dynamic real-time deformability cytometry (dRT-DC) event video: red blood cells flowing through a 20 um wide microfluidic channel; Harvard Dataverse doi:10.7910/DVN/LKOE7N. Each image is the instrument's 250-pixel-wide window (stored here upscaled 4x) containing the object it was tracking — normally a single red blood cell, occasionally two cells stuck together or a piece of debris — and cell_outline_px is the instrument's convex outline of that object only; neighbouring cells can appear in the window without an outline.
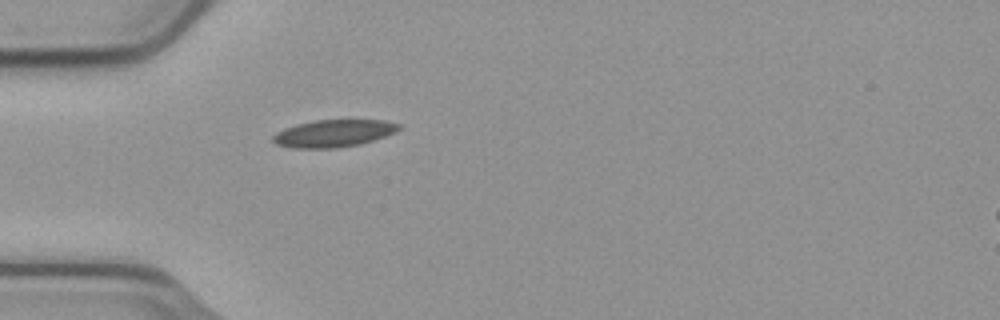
{"species": "common noctule bat (a hibernating species)", "species_latin": "Nyctalus noctula", "temperature_condition": "cold", "stored_images_in_passage": 39, "camera_frame_rate_fps": 3000, "um_per_image_px": 0.085, "animal": {"sex": "male", "body_mass_g": 23.1, "forearm_length_mm": 52.7}, "frame": {"image": 1, "passage_image": 1, "time_ms": 0.0, "image_size_px": [1000, 320], "cell_outline_px": [[400, 128], [396, 132], [360, 144], [336, 148], [292, 148], [276, 144], [272, 140], [272, 136], [276, 132], [284, 128], [296, 124], [312, 120], [384, 120], [400, 124]], "centroid_in_image_um": [28.32, 11.33], "position_along_channel_um": 56.7, "area_um2": 20.06}}
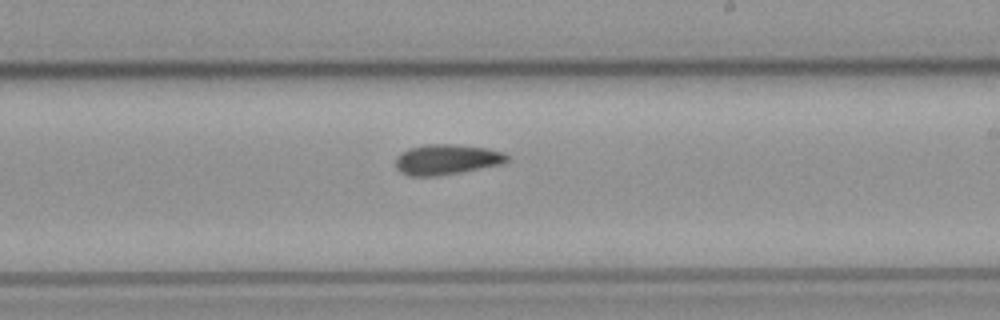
{"frame": {"image": 2, "passage_image": 17, "time_ms": 5.333, "image_size_px": [1000, 320], "cell_outline_px": [[508, 160], [504, 164], [460, 172], [436, 176], [412, 176], [400, 172], [396, 168], [396, 156], [408, 148], [428, 144], [452, 144], [488, 148], [504, 152], [508, 156]], "centroid_in_image_um": [37.98, 13.55], "position_along_channel_um": 251.0, "area_um2": 19.77}}
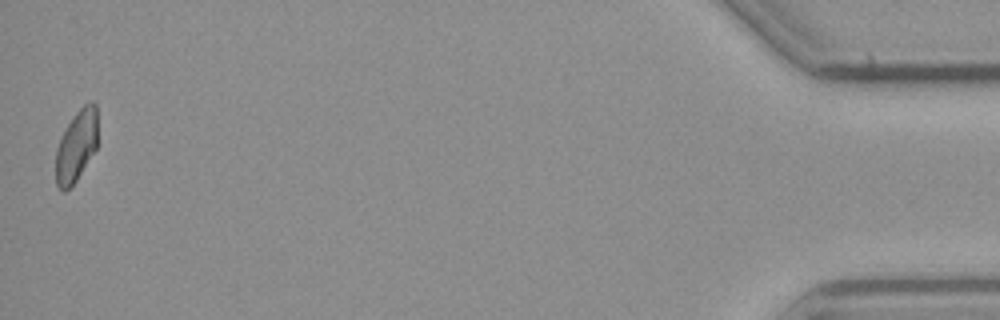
{"frame": {"image": 3, "passage_image": 39, "time_ms": 12.667, "image_size_px": [1000, 320], "cell_outline_px": [[96, 148], [76, 180], [64, 192], [56, 184], [56, 148], [68, 124], [76, 112], [84, 104], [92, 100], [96, 104]], "centroid_in_image_um": [6.48, 12.39], "position_along_channel_um": 428.7, "area_um2": 16.99}}